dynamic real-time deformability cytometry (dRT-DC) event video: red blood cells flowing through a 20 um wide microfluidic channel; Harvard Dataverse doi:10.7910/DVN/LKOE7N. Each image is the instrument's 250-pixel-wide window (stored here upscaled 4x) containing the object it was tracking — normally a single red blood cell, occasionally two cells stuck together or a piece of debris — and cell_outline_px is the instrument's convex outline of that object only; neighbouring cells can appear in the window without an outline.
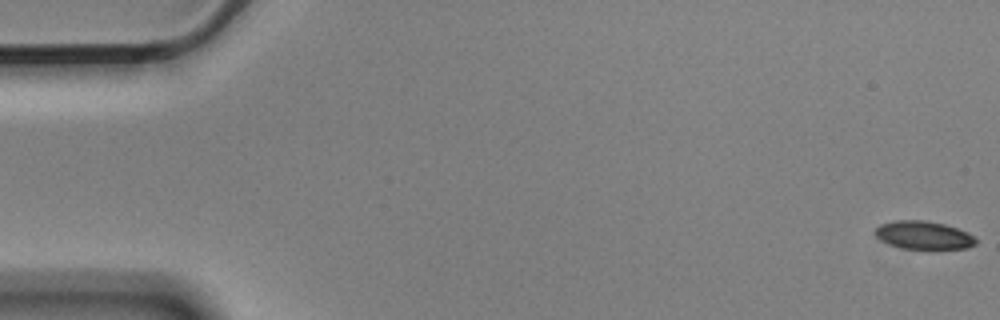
{"species": "Egyptian fruit bat (a non-hibernating species)", "species_latin": "Rousettus aegyptiacus", "temperature_condition": "cold", "stored_images_in_passage": 57, "camera_frame_rate_fps": 3000, "um_per_image_px": 0.085, "animal": {"sex": "male"}, "frame": {"image": 1, "passage_image": 1, "time_ms": 0.0, "image_size_px": [1000, 320], "cell_outline_px": [[976, 244], [968, 248], [904, 248], [888, 244], [876, 236], [872, 232], [880, 224], [892, 220], [924, 220], [944, 224], [968, 232], [976, 240]], "centroid_in_image_um": [78.46, 19.97], "position_along_channel_um": 6.5, "area_um2": 16.36}}
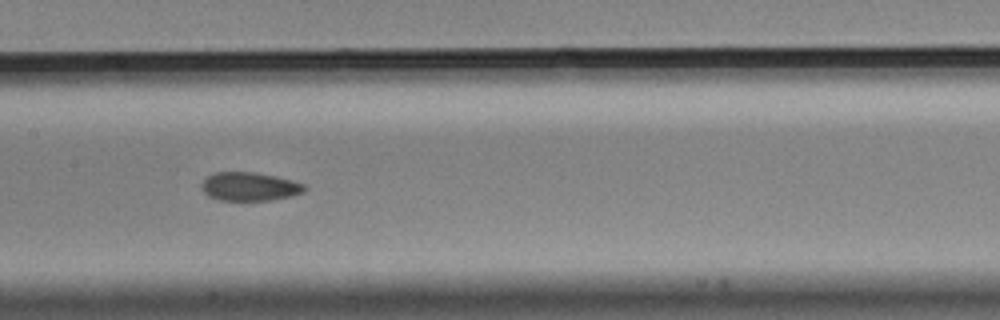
{"frame": {"image": 2, "passage_image": 28, "time_ms": 9.0, "image_size_px": [1000, 320], "cell_outline_px": [[308, 188], [304, 192], [292, 196], [272, 200], [220, 200], [208, 196], [200, 188], [200, 184], [204, 176], [212, 172], [252, 172], [276, 176], [292, 180], [304, 184]], "centroid_in_image_um": [21.18, 15.85], "position_along_channel_um": 186.2, "area_um2": 17.46}}
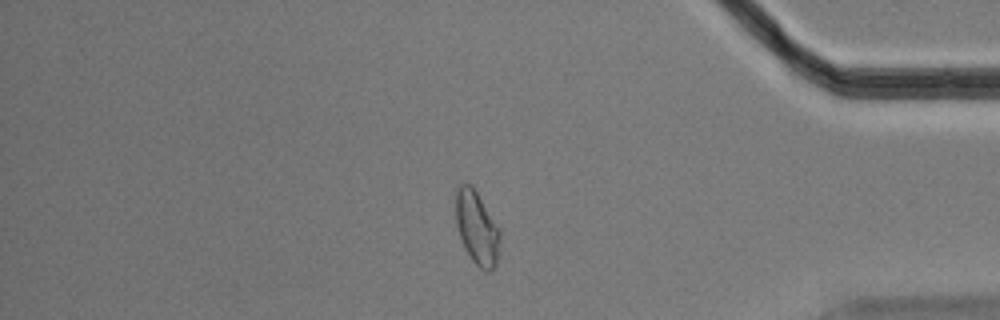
{"frame": {"image": 3, "passage_image": 48, "time_ms": 15.667, "image_size_px": [1000, 320], "cell_outline_px": [[500, 240], [496, 264], [488, 272], [484, 272], [472, 260], [464, 248], [456, 224], [456, 188], [464, 180], [476, 192], [500, 228]], "centroid_in_image_um": [40.53, 19.38], "position_along_channel_um": 394.7, "area_um2": 18.84}, "authors_computed_cell_mechanics": {"area_um2": 17.918, "velocity_mm_per_s": 3.5592, "shape_relaxation_time_tau1_ms": 3.8444, "shape_relaxation_time_tau2_ms": 2.291, "deformation_change_tau1": 0.1252, "deformation_change_tau2": 0.0747}}